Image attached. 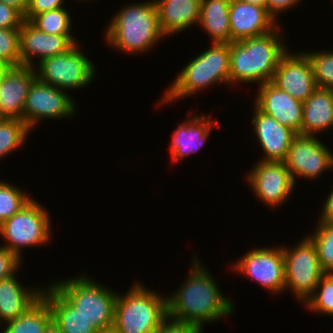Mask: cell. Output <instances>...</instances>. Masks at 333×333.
<instances>
[{"label":"cell","instance_id":"obj_42","mask_svg":"<svg viewBox=\"0 0 333 333\" xmlns=\"http://www.w3.org/2000/svg\"><path fill=\"white\" fill-rule=\"evenodd\" d=\"M43 333H62L53 320L47 325Z\"/></svg>","mask_w":333,"mask_h":333},{"label":"cell","instance_id":"obj_29","mask_svg":"<svg viewBox=\"0 0 333 333\" xmlns=\"http://www.w3.org/2000/svg\"><path fill=\"white\" fill-rule=\"evenodd\" d=\"M30 22L42 32L55 35H72V18L65 7L35 15Z\"/></svg>","mask_w":333,"mask_h":333},{"label":"cell","instance_id":"obj_39","mask_svg":"<svg viewBox=\"0 0 333 333\" xmlns=\"http://www.w3.org/2000/svg\"><path fill=\"white\" fill-rule=\"evenodd\" d=\"M325 199V203L323 204L324 206L318 219L326 223L333 224V187Z\"/></svg>","mask_w":333,"mask_h":333},{"label":"cell","instance_id":"obj_11","mask_svg":"<svg viewBox=\"0 0 333 333\" xmlns=\"http://www.w3.org/2000/svg\"><path fill=\"white\" fill-rule=\"evenodd\" d=\"M233 265L231 268L233 271L244 277L246 275L247 279L257 282L269 293L275 295L284 293L285 262L282 245L254 248L237 259Z\"/></svg>","mask_w":333,"mask_h":333},{"label":"cell","instance_id":"obj_4","mask_svg":"<svg viewBox=\"0 0 333 333\" xmlns=\"http://www.w3.org/2000/svg\"><path fill=\"white\" fill-rule=\"evenodd\" d=\"M229 43H210L206 51L194 56L177 73L157 105L172 104L214 85L230 86ZM159 103V104H158Z\"/></svg>","mask_w":333,"mask_h":333},{"label":"cell","instance_id":"obj_15","mask_svg":"<svg viewBox=\"0 0 333 333\" xmlns=\"http://www.w3.org/2000/svg\"><path fill=\"white\" fill-rule=\"evenodd\" d=\"M77 42L73 35L48 34L24 20L19 39L21 66L34 67L47 57L68 51Z\"/></svg>","mask_w":333,"mask_h":333},{"label":"cell","instance_id":"obj_18","mask_svg":"<svg viewBox=\"0 0 333 333\" xmlns=\"http://www.w3.org/2000/svg\"><path fill=\"white\" fill-rule=\"evenodd\" d=\"M202 114L195 115L193 111L190 112L189 117L184 119L172 133L169 152L173 163H179L189 155L198 154L197 152L209 138L211 127L221 126L218 120L214 122L215 119L207 117L204 112Z\"/></svg>","mask_w":333,"mask_h":333},{"label":"cell","instance_id":"obj_44","mask_svg":"<svg viewBox=\"0 0 333 333\" xmlns=\"http://www.w3.org/2000/svg\"><path fill=\"white\" fill-rule=\"evenodd\" d=\"M101 333H116V332L113 331V330H109V331H103V332H101Z\"/></svg>","mask_w":333,"mask_h":333},{"label":"cell","instance_id":"obj_19","mask_svg":"<svg viewBox=\"0 0 333 333\" xmlns=\"http://www.w3.org/2000/svg\"><path fill=\"white\" fill-rule=\"evenodd\" d=\"M229 22L231 42L266 34L278 25L266 7L238 0L230 1Z\"/></svg>","mask_w":333,"mask_h":333},{"label":"cell","instance_id":"obj_20","mask_svg":"<svg viewBox=\"0 0 333 333\" xmlns=\"http://www.w3.org/2000/svg\"><path fill=\"white\" fill-rule=\"evenodd\" d=\"M36 78L34 67H13L0 85V118L22 120L28 90Z\"/></svg>","mask_w":333,"mask_h":333},{"label":"cell","instance_id":"obj_9","mask_svg":"<svg viewBox=\"0 0 333 333\" xmlns=\"http://www.w3.org/2000/svg\"><path fill=\"white\" fill-rule=\"evenodd\" d=\"M291 249L282 246L285 262V291H291L297 301L305 302L313 295L325 274L320 266L317 250L306 235Z\"/></svg>","mask_w":333,"mask_h":333},{"label":"cell","instance_id":"obj_31","mask_svg":"<svg viewBox=\"0 0 333 333\" xmlns=\"http://www.w3.org/2000/svg\"><path fill=\"white\" fill-rule=\"evenodd\" d=\"M307 311L333 316V273H325L313 295L305 302Z\"/></svg>","mask_w":333,"mask_h":333},{"label":"cell","instance_id":"obj_17","mask_svg":"<svg viewBox=\"0 0 333 333\" xmlns=\"http://www.w3.org/2000/svg\"><path fill=\"white\" fill-rule=\"evenodd\" d=\"M254 105L266 115L276 119L282 126L293 129L301 135L303 103L278 89L271 82L258 87Z\"/></svg>","mask_w":333,"mask_h":333},{"label":"cell","instance_id":"obj_35","mask_svg":"<svg viewBox=\"0 0 333 333\" xmlns=\"http://www.w3.org/2000/svg\"><path fill=\"white\" fill-rule=\"evenodd\" d=\"M203 329L167 316L158 326L155 333H202Z\"/></svg>","mask_w":333,"mask_h":333},{"label":"cell","instance_id":"obj_12","mask_svg":"<svg viewBox=\"0 0 333 333\" xmlns=\"http://www.w3.org/2000/svg\"><path fill=\"white\" fill-rule=\"evenodd\" d=\"M246 173V183H249L254 196L269 209L282 205L292 196L295 182L283 161H261Z\"/></svg>","mask_w":333,"mask_h":333},{"label":"cell","instance_id":"obj_23","mask_svg":"<svg viewBox=\"0 0 333 333\" xmlns=\"http://www.w3.org/2000/svg\"><path fill=\"white\" fill-rule=\"evenodd\" d=\"M333 128V90L317 88L303 102L301 135L316 136Z\"/></svg>","mask_w":333,"mask_h":333},{"label":"cell","instance_id":"obj_41","mask_svg":"<svg viewBox=\"0 0 333 333\" xmlns=\"http://www.w3.org/2000/svg\"><path fill=\"white\" fill-rule=\"evenodd\" d=\"M14 66L0 60V85L4 81L6 75L9 73V71L13 68Z\"/></svg>","mask_w":333,"mask_h":333},{"label":"cell","instance_id":"obj_33","mask_svg":"<svg viewBox=\"0 0 333 333\" xmlns=\"http://www.w3.org/2000/svg\"><path fill=\"white\" fill-rule=\"evenodd\" d=\"M20 28H0V60L21 66Z\"/></svg>","mask_w":333,"mask_h":333},{"label":"cell","instance_id":"obj_28","mask_svg":"<svg viewBox=\"0 0 333 333\" xmlns=\"http://www.w3.org/2000/svg\"><path fill=\"white\" fill-rule=\"evenodd\" d=\"M316 230L307 236L313 242L321 268L325 273H333V224L318 219Z\"/></svg>","mask_w":333,"mask_h":333},{"label":"cell","instance_id":"obj_34","mask_svg":"<svg viewBox=\"0 0 333 333\" xmlns=\"http://www.w3.org/2000/svg\"><path fill=\"white\" fill-rule=\"evenodd\" d=\"M22 262L15 253L0 245V280L18 274Z\"/></svg>","mask_w":333,"mask_h":333},{"label":"cell","instance_id":"obj_1","mask_svg":"<svg viewBox=\"0 0 333 333\" xmlns=\"http://www.w3.org/2000/svg\"><path fill=\"white\" fill-rule=\"evenodd\" d=\"M188 277L174 293L167 294L168 316L204 328L233 315L234 302L225 297L212 273L193 256Z\"/></svg>","mask_w":333,"mask_h":333},{"label":"cell","instance_id":"obj_38","mask_svg":"<svg viewBox=\"0 0 333 333\" xmlns=\"http://www.w3.org/2000/svg\"><path fill=\"white\" fill-rule=\"evenodd\" d=\"M301 0H266V10L268 14L278 23V16L281 12L295 8ZM292 7V8H291Z\"/></svg>","mask_w":333,"mask_h":333},{"label":"cell","instance_id":"obj_13","mask_svg":"<svg viewBox=\"0 0 333 333\" xmlns=\"http://www.w3.org/2000/svg\"><path fill=\"white\" fill-rule=\"evenodd\" d=\"M284 163L296 185L298 177L317 180L323 172L333 169V152L316 136L298 134Z\"/></svg>","mask_w":333,"mask_h":333},{"label":"cell","instance_id":"obj_8","mask_svg":"<svg viewBox=\"0 0 333 333\" xmlns=\"http://www.w3.org/2000/svg\"><path fill=\"white\" fill-rule=\"evenodd\" d=\"M75 43L68 51L47 57L34 66L36 77L56 88L71 91L93 83L96 67Z\"/></svg>","mask_w":333,"mask_h":333},{"label":"cell","instance_id":"obj_7","mask_svg":"<svg viewBox=\"0 0 333 333\" xmlns=\"http://www.w3.org/2000/svg\"><path fill=\"white\" fill-rule=\"evenodd\" d=\"M49 214L46 207L32 198L19 212L0 225V235L5 240L2 247L22 259L23 249L50 243L53 235Z\"/></svg>","mask_w":333,"mask_h":333},{"label":"cell","instance_id":"obj_37","mask_svg":"<svg viewBox=\"0 0 333 333\" xmlns=\"http://www.w3.org/2000/svg\"><path fill=\"white\" fill-rule=\"evenodd\" d=\"M24 20L19 10L0 2V28H20Z\"/></svg>","mask_w":333,"mask_h":333},{"label":"cell","instance_id":"obj_24","mask_svg":"<svg viewBox=\"0 0 333 333\" xmlns=\"http://www.w3.org/2000/svg\"><path fill=\"white\" fill-rule=\"evenodd\" d=\"M44 288L42 296L46 299L50 307L53 322L59 327L62 333H97L90 326V322L51 284Z\"/></svg>","mask_w":333,"mask_h":333},{"label":"cell","instance_id":"obj_25","mask_svg":"<svg viewBox=\"0 0 333 333\" xmlns=\"http://www.w3.org/2000/svg\"><path fill=\"white\" fill-rule=\"evenodd\" d=\"M231 0H201L199 27L211 43H230L229 4Z\"/></svg>","mask_w":333,"mask_h":333},{"label":"cell","instance_id":"obj_6","mask_svg":"<svg viewBox=\"0 0 333 333\" xmlns=\"http://www.w3.org/2000/svg\"><path fill=\"white\" fill-rule=\"evenodd\" d=\"M83 274L50 284L90 322L97 333L112 330L118 292Z\"/></svg>","mask_w":333,"mask_h":333},{"label":"cell","instance_id":"obj_10","mask_svg":"<svg viewBox=\"0 0 333 333\" xmlns=\"http://www.w3.org/2000/svg\"><path fill=\"white\" fill-rule=\"evenodd\" d=\"M73 99L67 90L56 88L36 77L28 90L22 120L33 132L37 124L44 119L74 117L78 105Z\"/></svg>","mask_w":333,"mask_h":333},{"label":"cell","instance_id":"obj_30","mask_svg":"<svg viewBox=\"0 0 333 333\" xmlns=\"http://www.w3.org/2000/svg\"><path fill=\"white\" fill-rule=\"evenodd\" d=\"M20 187L0 180V225L19 212L33 197Z\"/></svg>","mask_w":333,"mask_h":333},{"label":"cell","instance_id":"obj_32","mask_svg":"<svg viewBox=\"0 0 333 333\" xmlns=\"http://www.w3.org/2000/svg\"><path fill=\"white\" fill-rule=\"evenodd\" d=\"M304 52L311 62L317 88L333 90V50Z\"/></svg>","mask_w":333,"mask_h":333},{"label":"cell","instance_id":"obj_16","mask_svg":"<svg viewBox=\"0 0 333 333\" xmlns=\"http://www.w3.org/2000/svg\"><path fill=\"white\" fill-rule=\"evenodd\" d=\"M254 135L263 150L261 161H285L292 140L298 135L293 129L282 126L276 119L266 115L253 104Z\"/></svg>","mask_w":333,"mask_h":333},{"label":"cell","instance_id":"obj_45","mask_svg":"<svg viewBox=\"0 0 333 333\" xmlns=\"http://www.w3.org/2000/svg\"><path fill=\"white\" fill-rule=\"evenodd\" d=\"M78 1V0H77ZM89 2V0H79V2ZM92 1V0H91Z\"/></svg>","mask_w":333,"mask_h":333},{"label":"cell","instance_id":"obj_36","mask_svg":"<svg viewBox=\"0 0 333 333\" xmlns=\"http://www.w3.org/2000/svg\"><path fill=\"white\" fill-rule=\"evenodd\" d=\"M65 0H29L24 19L30 21L35 15L64 7Z\"/></svg>","mask_w":333,"mask_h":333},{"label":"cell","instance_id":"obj_21","mask_svg":"<svg viewBox=\"0 0 333 333\" xmlns=\"http://www.w3.org/2000/svg\"><path fill=\"white\" fill-rule=\"evenodd\" d=\"M159 26L165 36L187 31L198 26L201 0H154Z\"/></svg>","mask_w":333,"mask_h":333},{"label":"cell","instance_id":"obj_40","mask_svg":"<svg viewBox=\"0 0 333 333\" xmlns=\"http://www.w3.org/2000/svg\"><path fill=\"white\" fill-rule=\"evenodd\" d=\"M28 1L29 0H0V2H3L4 4L10 5V6L16 8L23 15H25V12L27 10Z\"/></svg>","mask_w":333,"mask_h":333},{"label":"cell","instance_id":"obj_27","mask_svg":"<svg viewBox=\"0 0 333 333\" xmlns=\"http://www.w3.org/2000/svg\"><path fill=\"white\" fill-rule=\"evenodd\" d=\"M31 132L23 120L0 118V159L24 146Z\"/></svg>","mask_w":333,"mask_h":333},{"label":"cell","instance_id":"obj_2","mask_svg":"<svg viewBox=\"0 0 333 333\" xmlns=\"http://www.w3.org/2000/svg\"><path fill=\"white\" fill-rule=\"evenodd\" d=\"M280 31L277 25L266 34L229 43L230 86L271 82L281 56L288 50Z\"/></svg>","mask_w":333,"mask_h":333},{"label":"cell","instance_id":"obj_3","mask_svg":"<svg viewBox=\"0 0 333 333\" xmlns=\"http://www.w3.org/2000/svg\"><path fill=\"white\" fill-rule=\"evenodd\" d=\"M105 31L109 47L126 54L147 53L163 38L154 0L127 3L113 15Z\"/></svg>","mask_w":333,"mask_h":333},{"label":"cell","instance_id":"obj_5","mask_svg":"<svg viewBox=\"0 0 333 333\" xmlns=\"http://www.w3.org/2000/svg\"><path fill=\"white\" fill-rule=\"evenodd\" d=\"M162 295L135 280L125 295L117 294L112 330L116 333H155L168 316L167 296Z\"/></svg>","mask_w":333,"mask_h":333},{"label":"cell","instance_id":"obj_14","mask_svg":"<svg viewBox=\"0 0 333 333\" xmlns=\"http://www.w3.org/2000/svg\"><path fill=\"white\" fill-rule=\"evenodd\" d=\"M289 51L281 56L271 83L303 103L317 89L313 68L304 50Z\"/></svg>","mask_w":333,"mask_h":333},{"label":"cell","instance_id":"obj_26","mask_svg":"<svg viewBox=\"0 0 333 333\" xmlns=\"http://www.w3.org/2000/svg\"><path fill=\"white\" fill-rule=\"evenodd\" d=\"M52 321V314L46 299L41 296L19 317L4 323L1 333H43Z\"/></svg>","mask_w":333,"mask_h":333},{"label":"cell","instance_id":"obj_22","mask_svg":"<svg viewBox=\"0 0 333 333\" xmlns=\"http://www.w3.org/2000/svg\"><path fill=\"white\" fill-rule=\"evenodd\" d=\"M17 274L0 280V324L19 317L41 296L43 288L27 287L18 281Z\"/></svg>","mask_w":333,"mask_h":333},{"label":"cell","instance_id":"obj_43","mask_svg":"<svg viewBox=\"0 0 333 333\" xmlns=\"http://www.w3.org/2000/svg\"><path fill=\"white\" fill-rule=\"evenodd\" d=\"M238 1L250 3L253 5L260 6V7H266V0H238Z\"/></svg>","mask_w":333,"mask_h":333}]
</instances>
